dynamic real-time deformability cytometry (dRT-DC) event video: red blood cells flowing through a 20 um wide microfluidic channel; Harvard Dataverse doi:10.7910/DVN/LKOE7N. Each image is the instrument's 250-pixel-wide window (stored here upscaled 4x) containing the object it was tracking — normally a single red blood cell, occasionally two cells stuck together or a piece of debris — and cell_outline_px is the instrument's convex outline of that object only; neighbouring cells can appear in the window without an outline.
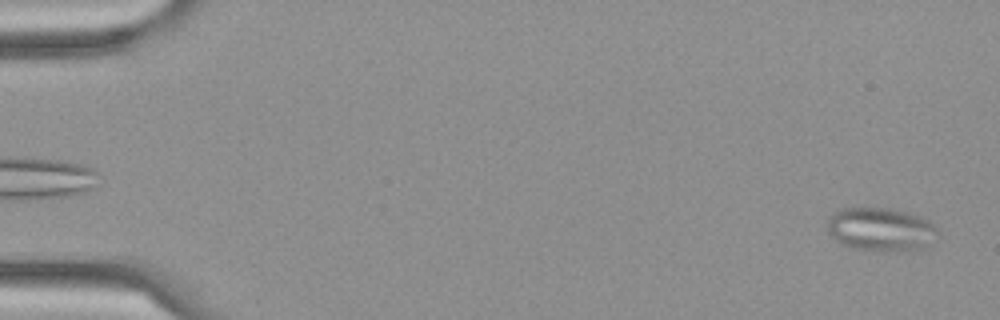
{"species": "Egyptian fruit bat (a non-hibernating species)", "species_latin": "Rousettus aegyptiacus", "temperature_condition": "cold", "stored_images_in_passage": 6, "camera_frame_rate_fps": 3000, "um_per_image_px": 0.085, "frame": {"image": 1, "passage_image": 6, "time_ms": 1.667, "image_size_px": [1000, 320], "cell_outline_px": [[936, 232], [924, 248], [908, 252], [880, 252], [852, 248], [840, 244], [828, 232], [828, 220], [832, 212], [840, 208], [888, 208], [920, 216], [928, 220], [936, 228]], "centroid_in_image_um": [74.81, 19.52], "position_along_channel_um": 10.2, "area_um2": 28.15}}